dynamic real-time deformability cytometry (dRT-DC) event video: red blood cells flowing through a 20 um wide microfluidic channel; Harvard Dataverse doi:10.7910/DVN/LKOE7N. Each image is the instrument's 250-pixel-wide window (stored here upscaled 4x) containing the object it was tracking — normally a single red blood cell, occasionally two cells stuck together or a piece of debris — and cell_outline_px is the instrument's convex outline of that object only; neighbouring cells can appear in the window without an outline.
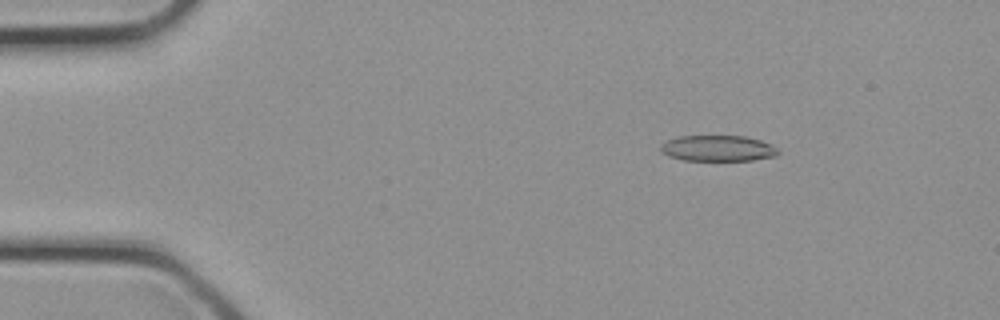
{"species": "common noctule bat (a hibernating species)", "species_latin": "Nyctalus noctula", "temperature_condition": "cold", "stored_images_in_passage": 32, "camera_frame_rate_fps": 3000, "um_per_image_px": 0.085, "animal": {"sex": "female", "body_mass_g": 21.9}, "frame": {"image": 1, "passage_image": 5, "time_ms": 1.333, "image_size_px": [1000, 320], "cell_outline_px": [[780, 152], [776, 156], [752, 160], [684, 160], [668, 156], [660, 148], [660, 144], [668, 140], [680, 136], [748, 136], [772, 144]], "centroid_in_image_um": [61.05, 12.6], "position_along_channel_um": 24.0, "area_um2": 17.69}}
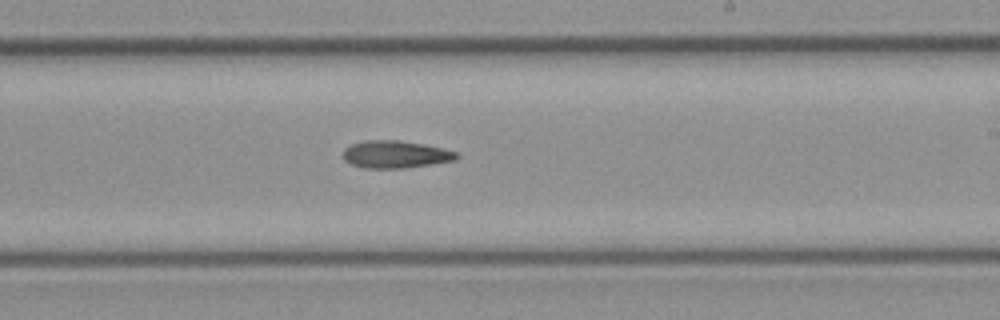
{"frame": {"image": 2, "passage_image": 19, "time_ms": 6.0, "image_size_px": [1000, 320], "cell_outline_px": [[460, 156], [456, 160], [404, 168], [364, 168], [348, 164], [344, 160], [344, 148], [352, 144], [364, 140], [400, 140], [424, 144], [456, 152]], "centroid_in_image_um": [33.58, 13.12], "position_along_channel_um": 255.4, "area_um2": 18.15}}
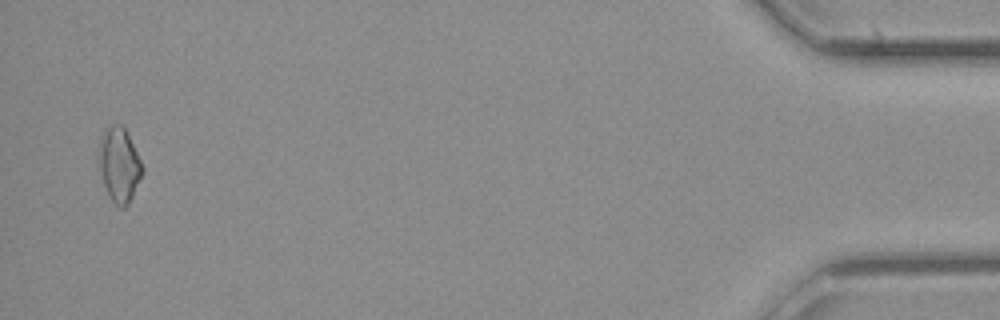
{"frame": {"image": 3, "passage_image": 31, "time_ms": 10.0, "image_size_px": [1000, 320], "cell_outline_px": [[144, 172], [128, 204], [124, 208], [120, 208], [108, 196], [96, 160], [100, 136], [112, 124], [120, 124], [124, 128], [144, 168]], "centroid_in_image_um": [10.1, 14.02], "position_along_channel_um": 425.1, "area_um2": 18.9}}